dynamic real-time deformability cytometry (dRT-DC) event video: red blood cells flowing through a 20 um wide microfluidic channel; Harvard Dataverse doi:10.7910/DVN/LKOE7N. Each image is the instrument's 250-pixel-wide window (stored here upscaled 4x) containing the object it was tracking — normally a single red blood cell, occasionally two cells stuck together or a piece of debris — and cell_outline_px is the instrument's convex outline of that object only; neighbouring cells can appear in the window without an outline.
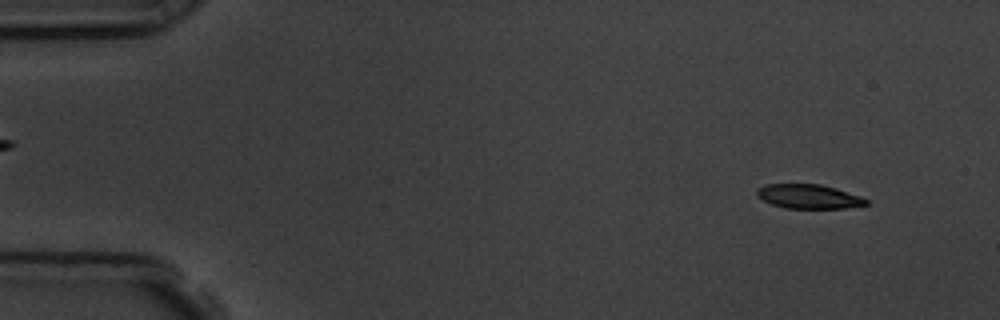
{"species": "common noctule bat (a hibernating species)", "species_latin": "Nyctalus noctula", "temperature_condition": "room temperature", "stored_images_in_passage": 4, "segment_of_instrument_passage": [2, 2], "camera_frame_rate_fps": 3000, "um_per_image_px": 0.085, "animal": {"sex": "male", "body_mass_g": 19.5, "forearm_length_mm": 54.6}, "frame": {"image": 1, "passage_image": 4, "time_ms": 4.333, "image_size_px": [1000, 320], "cell_outline_px": [[868, 204], [844, 208], [784, 208], [772, 204], [756, 196], [756, 188], [768, 184], [820, 184], [836, 188], [860, 196], [868, 200]], "centroid_in_image_um": [68.72, 16.69], "position_along_channel_um": 16.3, "area_um2": 15.37}}